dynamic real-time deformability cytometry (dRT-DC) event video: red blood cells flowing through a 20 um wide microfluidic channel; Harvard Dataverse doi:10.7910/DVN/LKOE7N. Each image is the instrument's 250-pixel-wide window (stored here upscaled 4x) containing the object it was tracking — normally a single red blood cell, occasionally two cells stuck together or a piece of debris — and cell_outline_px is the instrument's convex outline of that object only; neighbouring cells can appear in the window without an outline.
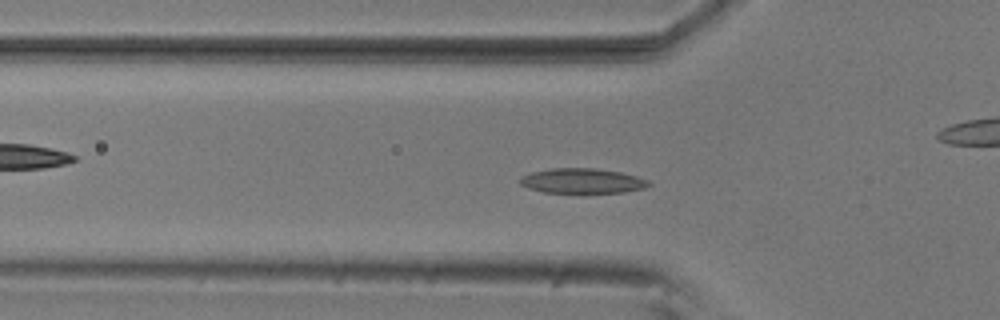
{"species": "common noctule bat (a hibernating species)", "species_latin": "Nyctalus noctula", "temperature_condition": "room temperature", "stored_images_in_passage": 44, "camera_frame_rate_fps": 3000, "um_per_image_px": 0.085, "animal": {"sex": "male", "body_mass_g": 20.5, "forearm_length_mm": 52.5}, "frame": {"image": 1, "passage_image": 6, "time_ms": 1.667, "image_size_px": [1000, 320], "cell_outline_px": [[652, 184], [644, 188], [624, 192], [580, 196], [544, 192], [528, 188], [520, 184], [520, 180], [524, 176], [532, 172], [552, 168], [596, 168], [620, 172], [636, 176], [648, 180]], "centroid_in_image_um": [49.52, 15.43], "position_along_channel_um": 76.3, "area_um2": 19.59}}
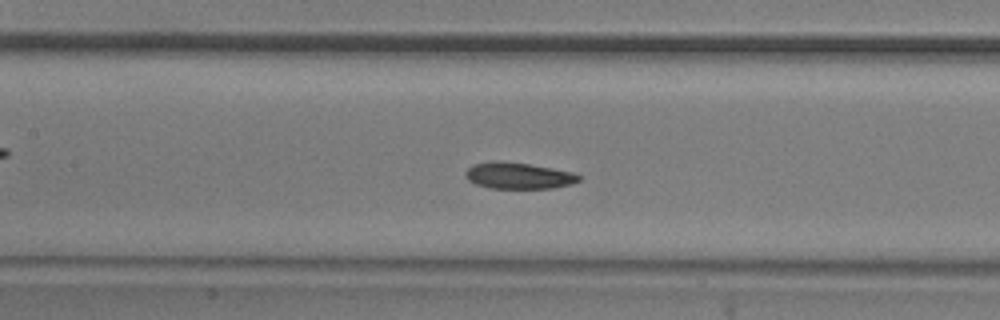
{"frame": {"image": 2, "passage_image": 13, "time_ms": 4.0, "image_size_px": [1000, 320], "cell_outline_px": [[580, 180], [572, 184], [552, 188], [488, 188], [476, 184], [468, 180], [464, 176], [464, 172], [472, 164], [492, 160], [500, 160], [528, 164], [552, 168], [572, 172], [580, 176]], "centroid_in_image_um": [44.01, 14.92], "position_along_channel_um": 163.4, "area_um2": 17.57}}
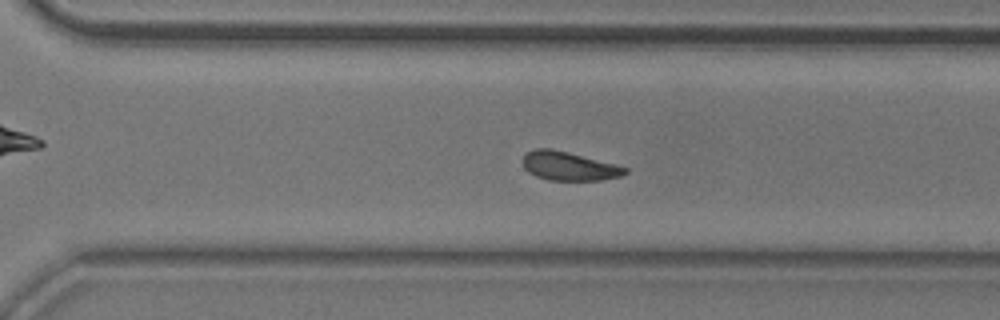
{"frame": {"image": 3, "passage_image": 26, "time_ms": 8.333, "image_size_px": [1000, 320], "cell_outline_px": [[628, 172], [620, 176], [600, 180], [548, 180], [536, 176], [528, 172], [524, 168], [520, 160], [528, 152], [536, 148], [552, 148], [616, 164], [628, 168]], "centroid_in_image_um": [48.33, 14.11], "position_along_channel_um": 322.3, "area_um2": 17.22}, "authors_computed_cell_mechanics": {"area_um2": 17.8602, "velocity_mm_per_s": 3.6842, "shape_relaxation_time_tau1_ms": 4.3345, "shape_relaxation_time_tau2_ms": 3.9481, "deformation_change_tau1": 0.1039, "deformation_change_tau2": 0.094}}